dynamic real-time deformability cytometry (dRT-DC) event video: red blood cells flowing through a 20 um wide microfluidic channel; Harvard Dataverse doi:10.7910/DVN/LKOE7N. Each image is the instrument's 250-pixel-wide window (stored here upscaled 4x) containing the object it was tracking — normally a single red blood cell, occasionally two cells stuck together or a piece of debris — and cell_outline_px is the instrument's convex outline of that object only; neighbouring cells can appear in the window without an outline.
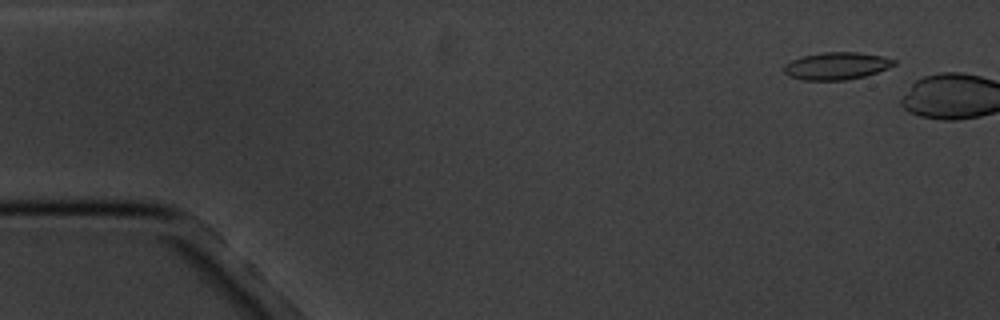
{"species": "common noctule bat (a hibernating species)", "species_latin": "Nyctalus noctula", "temperature_condition": "cold", "stored_images_in_passage": 2, "camera_frame_rate_fps": 3000, "um_per_image_px": 0.085, "animal": {"sex": "male", "body_mass_g": 20.1, "forearm_length_mm": 53.5}, "frame": {"image": 1, "passage_image": 1, "time_ms": 0.0, "image_size_px": [1000, 320], "cell_outline_px": [[896, 64], [888, 68], [864, 76], [844, 80], [804, 80], [788, 76], [784, 72], [784, 64], [792, 60], [804, 56], [820, 52], [860, 52], [884, 56], [896, 60]], "centroid_in_image_um": [71.11, 5.59], "position_along_channel_um": 13.9, "area_um2": 17.57}}